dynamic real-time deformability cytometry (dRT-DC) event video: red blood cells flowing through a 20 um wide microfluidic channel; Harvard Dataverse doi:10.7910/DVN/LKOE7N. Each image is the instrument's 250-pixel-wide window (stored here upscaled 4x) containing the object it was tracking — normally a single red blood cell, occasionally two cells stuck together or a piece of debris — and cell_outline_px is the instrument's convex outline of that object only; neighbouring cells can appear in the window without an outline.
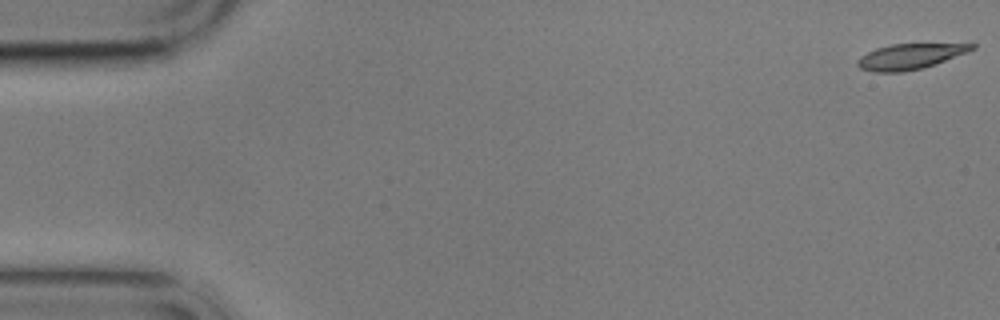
{"species": "common noctule bat (a hibernating species)", "species_latin": "Nyctalus noctula", "temperature_condition": "cold", "stored_images_in_passage": 7, "camera_frame_rate_fps": 3000, "um_per_image_px": 0.085, "animal": {"sex": "male", "body_mass_g": 17.9}, "frame": {"image": 1, "passage_image": 1, "time_ms": 0.0, "image_size_px": [1000, 320], "cell_outline_px": [[976, 48], [968, 52], [936, 64], [924, 68], [900, 72], [872, 72], [860, 68], [856, 64], [856, 60], [860, 56], [876, 48], [892, 44], [976, 44]], "centroid_in_image_um": [77.33, 4.81], "position_along_channel_um": 7.7, "area_um2": 16.99}}
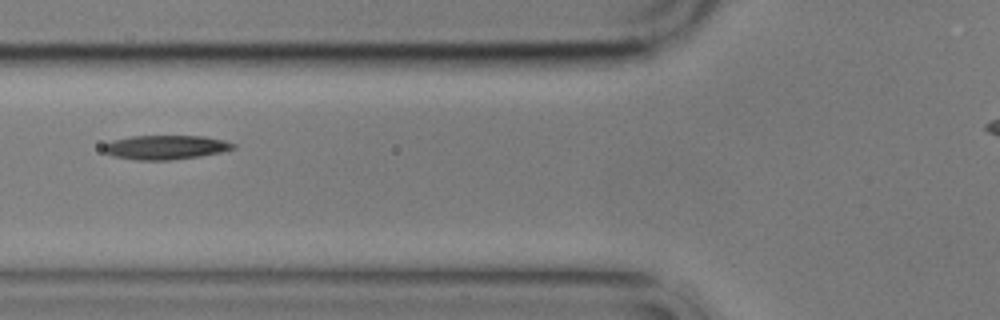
{"frame": {"image": 2, "passage_image": 7, "time_ms": 7.0, "image_size_px": [1000, 320], "cell_outline_px": [[236, 148], [220, 152], [200, 156], [172, 160], [136, 160], [112, 156], [104, 152], [100, 148], [104, 144], [112, 140], [132, 136], [204, 136], [224, 140], [236, 144]], "centroid_in_image_um": [14.04, 12.52], "position_along_channel_um": 111.8, "area_um2": 18.44}}